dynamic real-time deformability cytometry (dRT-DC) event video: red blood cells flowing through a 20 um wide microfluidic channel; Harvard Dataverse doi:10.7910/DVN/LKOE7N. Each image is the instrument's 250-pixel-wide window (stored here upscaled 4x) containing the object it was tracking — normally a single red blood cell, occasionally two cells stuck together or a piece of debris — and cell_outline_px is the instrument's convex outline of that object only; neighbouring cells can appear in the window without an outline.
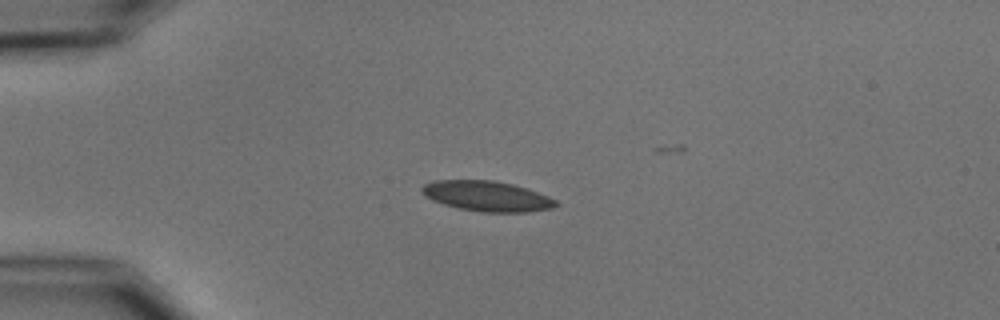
{"species": "common noctule bat (a hibernating species)", "species_latin": "Nyctalus noctula", "temperature_condition": "cold", "stored_images_in_passage": 4, "camera_frame_rate_fps": 3000, "um_per_image_px": 0.085, "animal": {"sex": "male", "body_mass_g": 15.6}, "frame": {"image": 1, "passage_image": 3, "time_ms": 2.333, "image_size_px": [1000, 320], "cell_outline_px": [[560, 204], [552, 208], [528, 212], [480, 212], [460, 208], [444, 204], [432, 200], [424, 196], [420, 192], [420, 188], [424, 184], [436, 180], [492, 180], [512, 184], [548, 196], [556, 200]], "centroid_in_image_um": [41.36, 16.67], "position_along_channel_um": 43.6, "area_um2": 23.58}}